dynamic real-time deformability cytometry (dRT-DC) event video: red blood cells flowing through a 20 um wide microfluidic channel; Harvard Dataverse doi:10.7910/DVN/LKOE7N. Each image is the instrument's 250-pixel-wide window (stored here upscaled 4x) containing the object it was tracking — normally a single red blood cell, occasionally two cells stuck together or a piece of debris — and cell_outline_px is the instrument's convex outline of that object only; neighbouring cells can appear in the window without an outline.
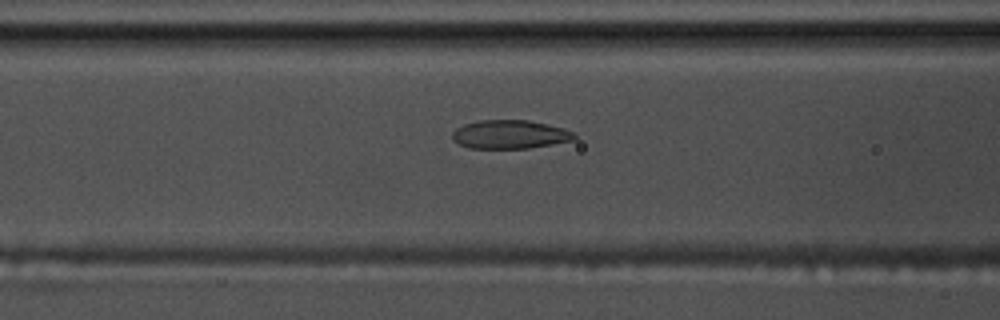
{"species": "common noctule bat (a hibernating species)", "species_latin": "Nyctalus noctula", "temperature_condition": "warm", "stored_images_in_passage": 44, "camera_frame_rate_fps": 3000, "um_per_image_px": 0.085, "animal": {"sex": "male", "body_mass_g": 17.5, "forearm_length_mm": 52.3}, "frame": {"image": 1, "passage_image": 10, "time_ms": 3.0, "image_size_px": [1000, 320], "cell_outline_px": [[576, 140], [528, 148], [468, 148], [452, 140], [452, 132], [456, 128], [464, 124], [480, 120], [528, 120], [564, 128], [576, 132]], "centroid_in_image_um": [43.36, 11.42], "position_along_channel_um": 123.2, "area_um2": 20.46}}
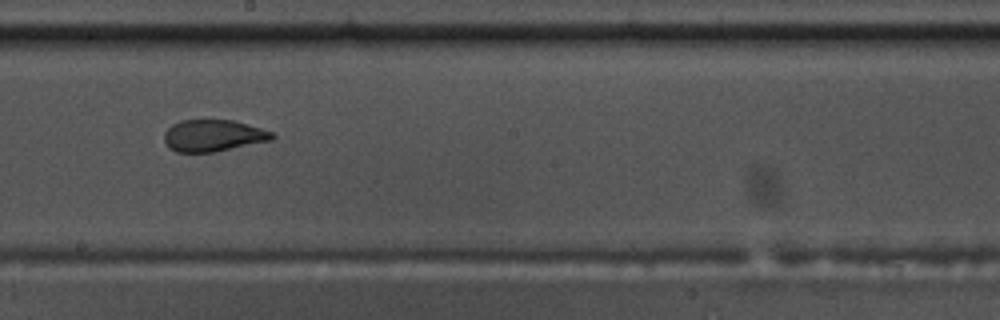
{"frame": {"image": 2, "passage_image": 19, "time_ms": 6.0, "image_size_px": [1000, 320], "cell_outline_px": [[276, 136], [272, 140], [216, 152], [176, 152], [168, 148], [164, 140], [164, 132], [172, 124], [180, 120], [232, 120], [260, 128], [272, 132]], "centroid_in_image_um": [18.1, 11.53], "position_along_channel_um": 230.1, "area_um2": 20.06}}
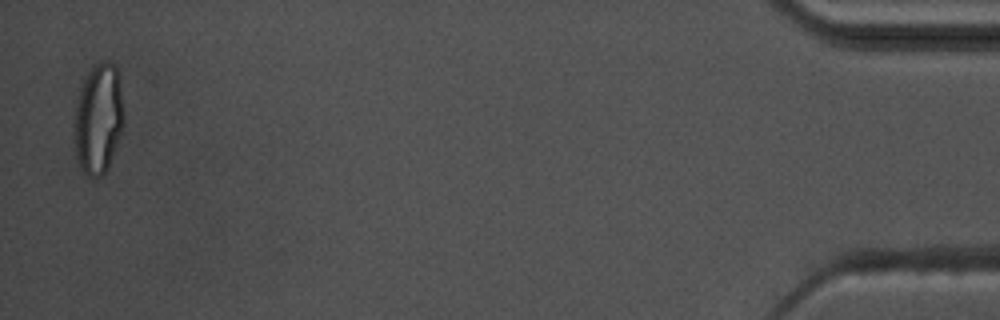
{"frame": {"image": 3, "passage_image": 43, "time_ms": 14.0, "image_size_px": [1000, 320], "cell_outline_px": [[124, 124], [108, 168], [100, 176], [88, 176], [80, 168], [76, 152], [72, 132], [72, 124], [80, 92], [84, 80], [88, 72], [96, 64], [104, 60], [108, 60], [116, 68], [120, 84], [124, 112]], "centroid_in_image_um": [8.35, 10.11], "position_along_channel_um": 426.8, "area_um2": 31.85}, "authors_computed_cell_mechanics": {"area_um2": 21.0392, "velocity_mm_per_s": 3.5747, "shape_relaxation_time_tau1_ms": null, "shape_relaxation_time_tau2_ms": 1.3831, "deformation_change_tau1": null, "deformation_change_tau2": 0.0877}}